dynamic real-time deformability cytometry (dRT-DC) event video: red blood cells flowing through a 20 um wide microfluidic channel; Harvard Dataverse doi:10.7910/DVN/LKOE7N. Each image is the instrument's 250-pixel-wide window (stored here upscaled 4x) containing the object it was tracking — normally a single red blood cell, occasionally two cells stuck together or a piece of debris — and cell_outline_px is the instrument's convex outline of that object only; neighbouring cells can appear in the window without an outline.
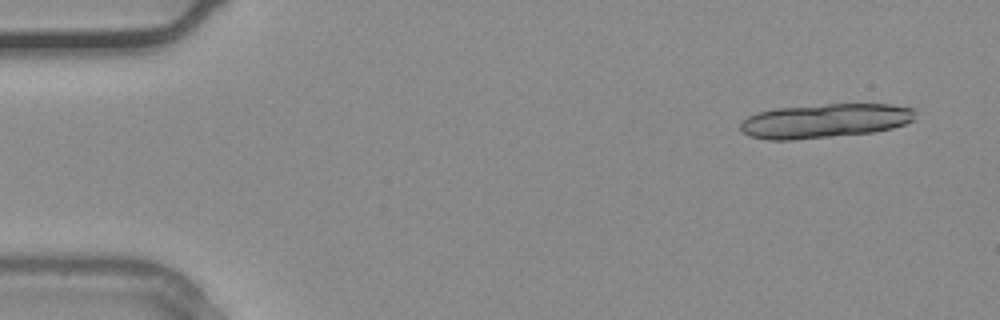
{"species": "common noctule bat (a hibernating species)", "species_latin": "Nyctalus noctula", "temperature_condition": "warm", "stored_images_in_passage": 3, "camera_frame_rate_fps": 3000, "um_per_image_px": 0.085, "animal": {"sex": "male", "body_mass_g": 20.4}, "frame": {"image": 1, "passage_image": 1, "time_ms": 0.0, "image_size_px": [1000, 320], "cell_outline_px": [[916, 120], [892, 128], [872, 132], [792, 140], [768, 140], [748, 136], [740, 128], [740, 124], [748, 116], [756, 112], [772, 108], [828, 104], [892, 104], [916, 108]], "centroid_in_image_um": [70.13, 10.26], "position_along_channel_um": 14.9, "area_um2": 35.14}}